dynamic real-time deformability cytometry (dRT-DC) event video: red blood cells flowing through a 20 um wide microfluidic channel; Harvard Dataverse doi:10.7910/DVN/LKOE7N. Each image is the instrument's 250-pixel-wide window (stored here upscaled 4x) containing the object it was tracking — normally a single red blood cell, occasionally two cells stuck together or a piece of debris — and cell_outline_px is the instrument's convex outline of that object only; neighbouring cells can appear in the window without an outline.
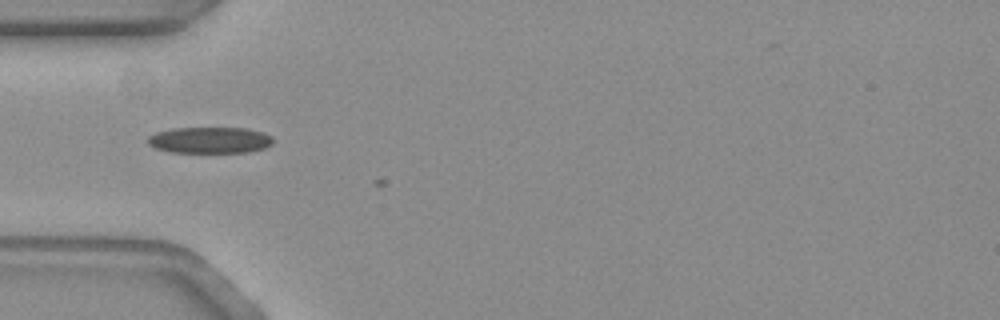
{"species": "common noctule bat (a hibernating species)", "species_latin": "Nyctalus noctula", "temperature_condition": "warm", "stored_images_in_passage": 5, "camera_frame_rate_fps": 3000, "um_per_image_px": 0.085, "animal": {"sex": "female", "body_mass_g": 19.3, "forearm_length_mm": 54.1}, "frame": {"image": 1, "passage_image": 4, "time_ms": 1.0, "image_size_px": [1000, 320], "cell_outline_px": [[272, 144], [264, 148], [248, 152], [168, 152], [156, 148], [148, 144], [144, 140], [148, 136], [156, 132], [172, 128], [244, 128], [264, 132], [272, 136]], "centroid_in_image_um": [17.8, 11.91], "position_along_channel_um": 67.2, "area_um2": 19.31}}